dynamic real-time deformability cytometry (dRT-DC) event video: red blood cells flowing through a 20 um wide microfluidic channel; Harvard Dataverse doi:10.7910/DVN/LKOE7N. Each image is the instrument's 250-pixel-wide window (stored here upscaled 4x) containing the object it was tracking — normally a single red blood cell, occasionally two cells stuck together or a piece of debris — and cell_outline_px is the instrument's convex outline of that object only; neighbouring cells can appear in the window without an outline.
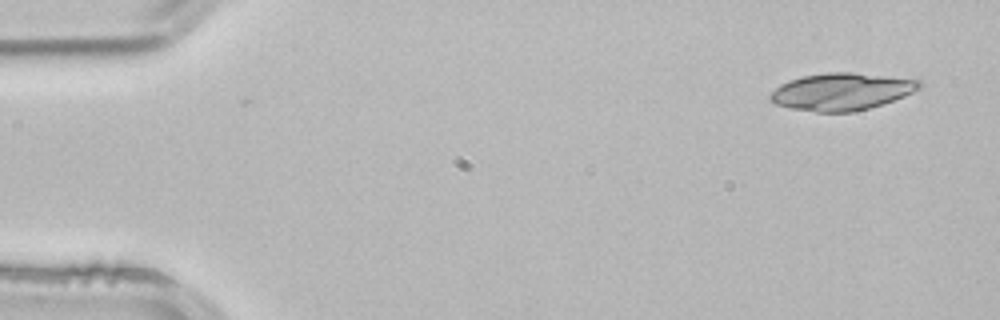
{"species": "common noctule bat (a hibernating species)", "species_latin": "Nyctalus noctula", "temperature_condition": "room temperature", "stored_images_in_passage": 4, "segment_of_instrument_passage": [2, 2], "camera_frame_rate_fps": 3000, "um_per_image_px": 0.085, "animal": {"sex": "male", "body_mass_g": 21.5, "forearm_length_mm": 52.0}, "frame": {"image": 1, "passage_image": 4, "time_ms": 1.0, "image_size_px": [1000, 320], "cell_outline_px": [[920, 88], [904, 96], [868, 108], [852, 112], [816, 112], [788, 108], [776, 104], [768, 100], [768, 96], [780, 84], [788, 80], [804, 76], [828, 72], [852, 72], [920, 80]], "centroid_in_image_um": [71.47, 7.79], "position_along_channel_um": 13.5, "area_um2": 32.14}}